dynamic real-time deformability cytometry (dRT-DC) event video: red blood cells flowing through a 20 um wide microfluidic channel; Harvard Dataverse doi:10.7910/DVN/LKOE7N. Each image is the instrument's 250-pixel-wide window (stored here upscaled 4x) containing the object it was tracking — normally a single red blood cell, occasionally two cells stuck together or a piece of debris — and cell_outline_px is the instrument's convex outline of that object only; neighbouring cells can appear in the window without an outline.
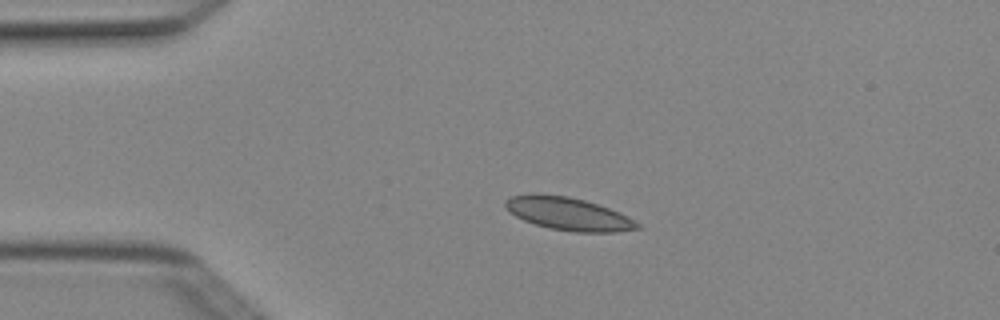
{"species": "Egyptian fruit bat (a non-hibernating species)", "species_latin": "Rousettus aegyptiacus", "temperature_condition": "cold", "stored_images_in_passage": 4, "camera_frame_rate_fps": 3000, "um_per_image_px": 0.085, "animal": {"sex": "female"}, "frame": {"image": 1, "passage_image": 3, "time_ms": 0.667, "image_size_px": [1000, 320], "cell_outline_px": [[640, 228], [616, 232], [572, 232], [548, 228], [524, 220], [508, 212], [504, 208], [504, 200], [508, 196], [528, 192], [536, 192], [568, 196], [584, 200], [608, 208], [628, 216], [640, 224]], "centroid_in_image_um": [48.21, 18.15], "position_along_channel_um": 36.8, "area_um2": 25.72}}